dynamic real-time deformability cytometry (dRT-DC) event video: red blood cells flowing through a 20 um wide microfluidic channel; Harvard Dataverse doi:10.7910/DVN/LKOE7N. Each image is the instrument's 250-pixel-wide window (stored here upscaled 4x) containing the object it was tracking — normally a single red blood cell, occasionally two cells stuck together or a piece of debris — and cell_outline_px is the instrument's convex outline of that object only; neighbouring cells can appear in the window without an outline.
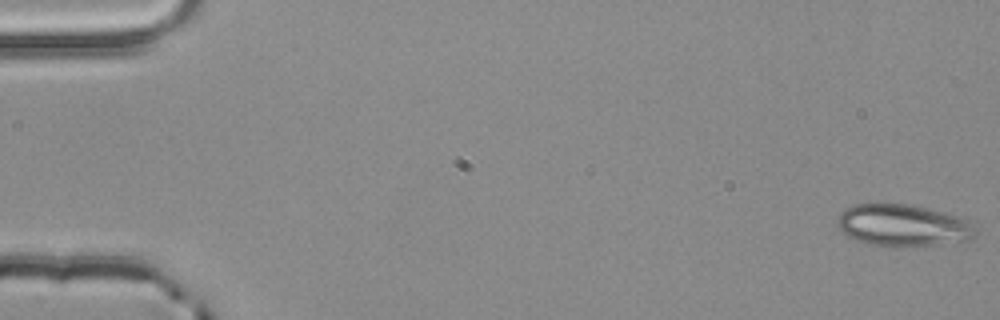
{"species": "common noctule bat (a hibernating species)", "species_latin": "Nyctalus noctula", "temperature_condition": "room temperature", "stored_images_in_passage": 54, "camera_frame_rate_fps": 3000, "um_per_image_px": 0.085, "animal": {"sex": "male", "body_mass_g": 20.4}, "frame": {"image": 1, "passage_image": 1, "time_ms": 0.0, "image_size_px": [1000, 320], "cell_outline_px": [[976, 236], [968, 240], [904, 248], [868, 244], [856, 240], [848, 236], [836, 228], [836, 220], [840, 212], [844, 208], [856, 204], [908, 204], [944, 212], [968, 220]], "centroid_in_image_um": [76.67, 19.17], "position_along_channel_um": 8.3, "area_um2": 33.87}}
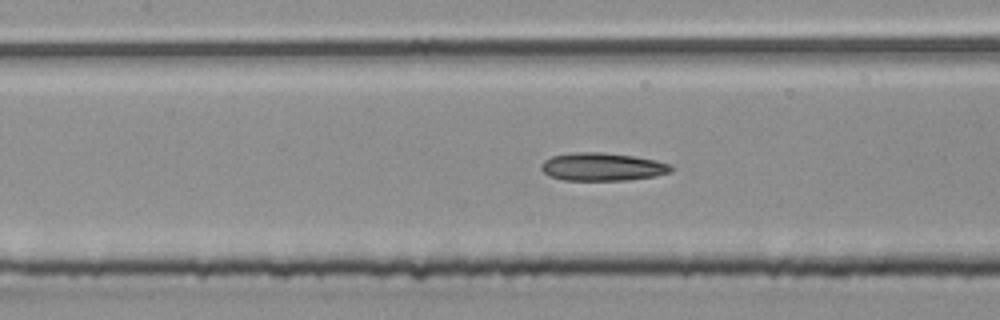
{"frame": {"image": 2, "passage_image": 25, "time_ms": 8.0, "image_size_px": [1000, 320], "cell_outline_px": [[676, 168], [672, 172], [656, 176], [628, 180], [564, 180], [548, 176], [540, 168], [540, 164], [544, 160], [552, 156], [576, 152], [600, 152], [632, 156], [656, 160], [672, 164]], "centroid_in_image_um": [51.23, 14.18], "position_along_channel_um": 156.2, "area_um2": 21.39}}
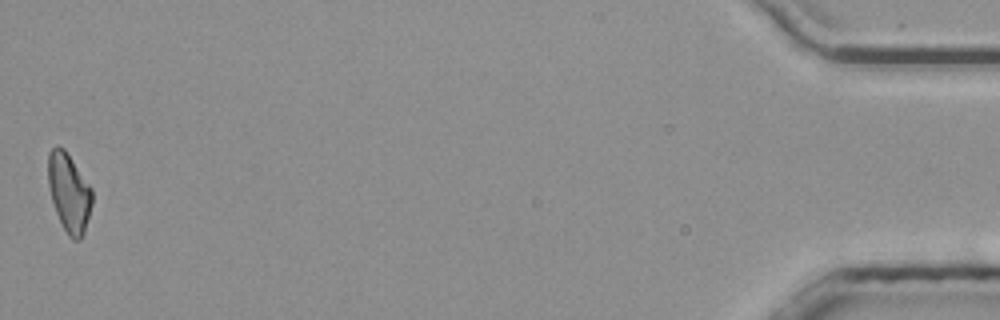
{"frame": {"image": 3, "passage_image": 54, "time_ms": 17.667, "image_size_px": [1000, 320], "cell_outline_px": [[92, 204], [84, 232], [80, 240], [72, 240], [68, 236], [56, 212], [52, 200], [48, 184], [48, 152], [56, 144], [64, 148], [92, 188]], "centroid_in_image_um": [5.86, 16.35], "position_along_channel_um": 429.3, "area_um2": 20.11}}